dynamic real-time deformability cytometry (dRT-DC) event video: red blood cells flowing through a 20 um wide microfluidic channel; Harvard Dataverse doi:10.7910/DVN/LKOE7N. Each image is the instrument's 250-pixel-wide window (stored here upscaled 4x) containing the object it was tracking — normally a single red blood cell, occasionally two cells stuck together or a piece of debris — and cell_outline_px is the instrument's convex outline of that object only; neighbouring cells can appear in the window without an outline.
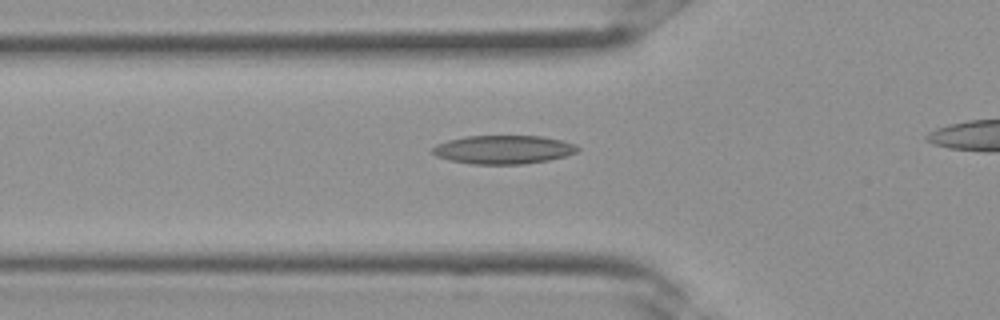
{"species": "Egyptian fruit bat (a non-hibernating species)", "species_latin": "Rousettus aegyptiacus", "temperature_condition": "room temperature", "stored_images_in_passage": 24, "camera_frame_rate_fps": 3000, "um_per_image_px": 0.085, "frame": {"image": 1, "passage_image": 8, "time_ms": 2.333, "image_size_px": [1000, 320], "cell_outline_px": [[580, 148], [576, 152], [564, 156], [548, 160], [524, 164], [472, 164], [448, 160], [436, 156], [428, 152], [436, 144], [448, 140], [468, 136], [540, 136], [564, 140], [576, 144]], "centroid_in_image_um": [42.76, 12.71], "position_along_channel_um": 83.0, "area_um2": 24.33}}
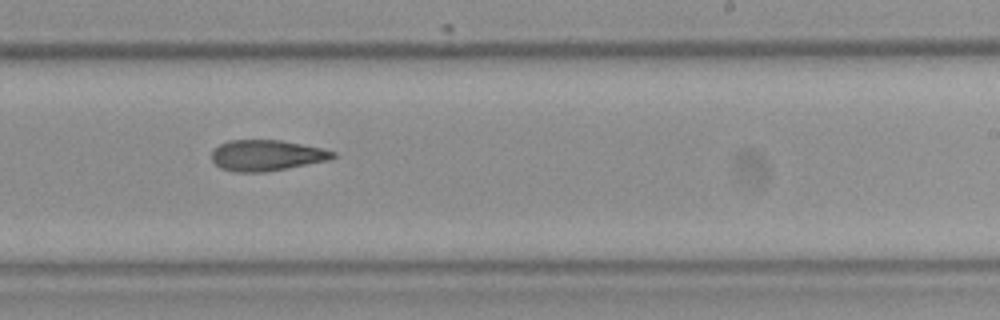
{"frame": {"image": 2, "passage_image": 17, "time_ms": 5.333, "image_size_px": [1000, 320], "cell_outline_px": [[336, 156], [332, 160], [264, 172], [232, 172], [220, 168], [212, 160], [212, 152], [220, 144], [228, 140], [280, 140], [320, 148], [336, 152]], "centroid_in_image_um": [22.66, 13.21], "position_along_channel_um": 266.3, "area_um2": 21.79}}
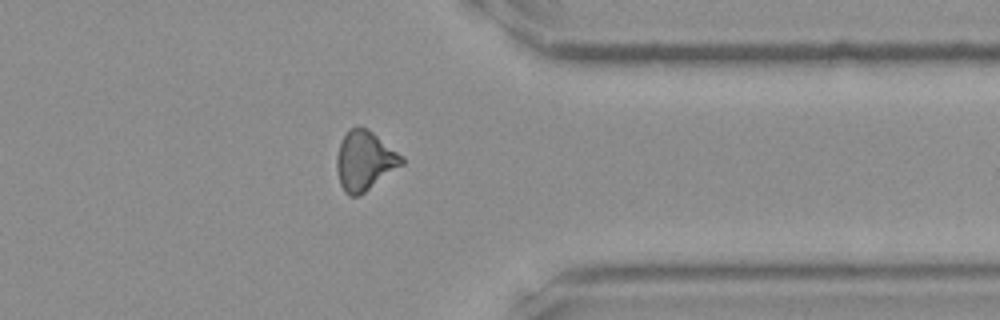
{"frame": {"image": 3, "passage_image": 23, "time_ms": 7.333, "image_size_px": [1000, 320], "cell_outline_px": [[404, 164], [360, 196], [348, 196], [344, 192], [340, 184], [336, 168], [336, 156], [340, 144], [348, 128], [368, 128], [396, 152], [404, 160]], "centroid_in_image_um": [30.96, 13.7], "position_along_channel_um": 380.4, "area_um2": 22.31}}